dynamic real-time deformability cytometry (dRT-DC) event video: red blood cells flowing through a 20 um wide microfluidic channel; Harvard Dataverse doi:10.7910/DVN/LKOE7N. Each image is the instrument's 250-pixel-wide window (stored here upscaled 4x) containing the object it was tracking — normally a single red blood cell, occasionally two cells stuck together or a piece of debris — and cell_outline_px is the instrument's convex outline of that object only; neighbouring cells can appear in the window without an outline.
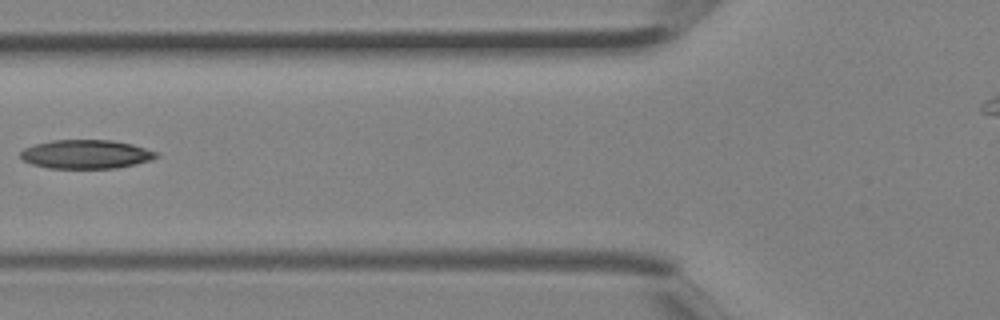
{"species": "Egyptian fruit bat (a non-hibernating species)", "species_latin": "Rousettus aegyptiacus", "temperature_condition": "room temperature", "stored_images_in_passage": 3, "camera_frame_rate_fps": 3000, "um_per_image_px": 0.085, "animal": {"sex": "female"}, "frame": {"image": 1, "passage_image": 3, "time_ms": 0.667, "image_size_px": [1000, 320], "cell_outline_px": [[160, 156], [152, 160], [116, 168], [48, 168], [32, 164], [24, 160], [20, 156], [20, 152], [24, 148], [36, 144], [52, 140], [112, 140], [132, 144], [160, 152]], "centroid_in_image_um": [7.36, 13.11], "position_along_channel_um": 118.4, "area_um2": 22.89}}